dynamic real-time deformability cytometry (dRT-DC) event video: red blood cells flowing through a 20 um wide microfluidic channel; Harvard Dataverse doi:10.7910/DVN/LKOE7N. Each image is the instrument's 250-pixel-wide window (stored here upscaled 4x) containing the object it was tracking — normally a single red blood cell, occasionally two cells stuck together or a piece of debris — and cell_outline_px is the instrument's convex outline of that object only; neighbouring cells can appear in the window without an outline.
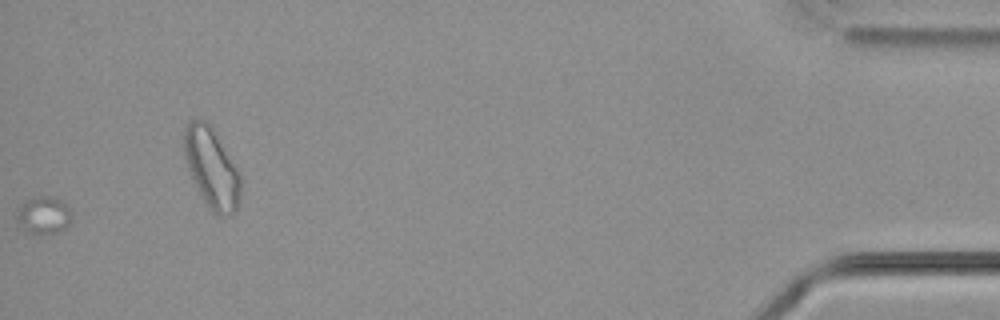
{"species": "common noctule bat (a hibernating species)", "species_latin": "Nyctalus noctula", "temperature_condition": "cold", "stored_images_in_passage": 40, "camera_frame_rate_fps": 3000, "um_per_image_px": 0.085, "animal": {"sex": "male", "body_mass_g": 21.5, "forearm_length_mm": 52.0}, "frame": {"image": 1, "passage_image": 39, "time_ms": 12.667, "image_size_px": [1000, 320], "cell_outline_px": [[72, 220], [64, 228], [56, 232], [28, 232], [16, 220], [16, 216], [20, 208], [28, 200], [36, 196], [48, 196], [60, 200], [72, 212]], "centroid_in_image_um": [3.74, 18.27], "position_along_channel_um": 431.5, "area_um2": 11.39}}